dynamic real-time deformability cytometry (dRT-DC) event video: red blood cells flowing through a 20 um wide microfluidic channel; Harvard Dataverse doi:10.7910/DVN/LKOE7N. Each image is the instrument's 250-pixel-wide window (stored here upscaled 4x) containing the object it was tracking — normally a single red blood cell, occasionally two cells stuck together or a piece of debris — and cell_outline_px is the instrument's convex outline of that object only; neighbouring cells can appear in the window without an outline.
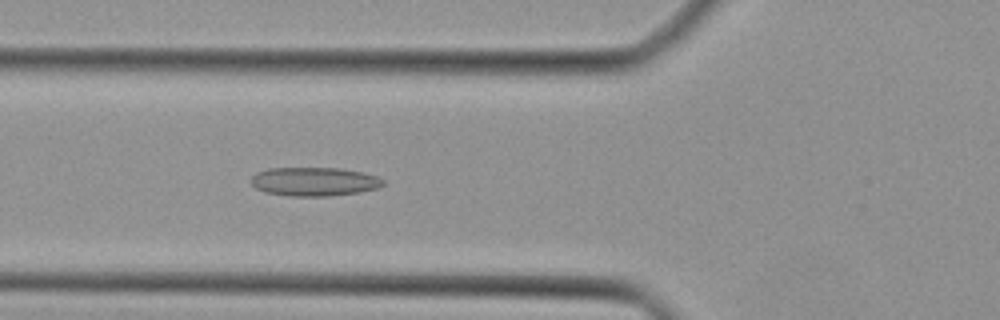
{"species": "Egyptian fruit bat (a non-hibernating species)", "species_latin": "Rousettus aegyptiacus", "temperature_condition": "cold", "stored_images_in_passage": 43, "camera_frame_rate_fps": 3000, "um_per_image_px": 0.085, "animal": {"sex": "female"}, "frame": {"image": 1, "passage_image": 15, "time_ms": 4.667, "image_size_px": [1000, 320], "cell_outline_px": [[384, 184], [380, 188], [360, 192], [328, 196], [288, 196], [264, 192], [256, 188], [248, 180], [256, 172], [268, 168], [340, 168], [364, 172], [376, 176], [384, 180]], "centroid_in_image_um": [26.7, 15.43], "position_along_channel_um": 99.1, "area_um2": 22.43}}
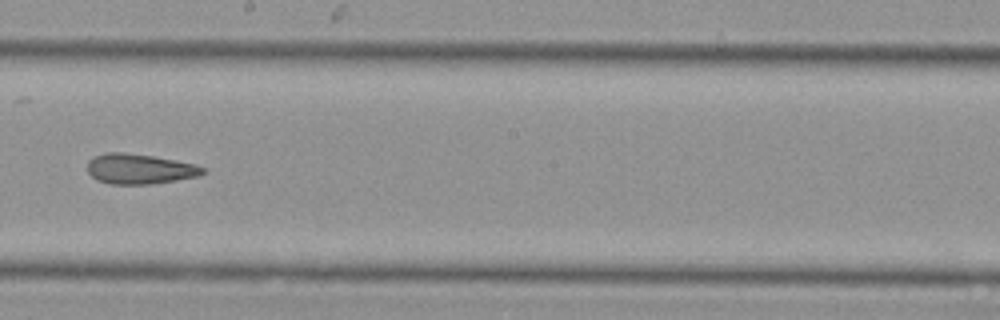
{"frame": {"image": 2, "passage_image": 24, "time_ms": 7.667, "image_size_px": [1000, 320], "cell_outline_px": [[208, 168], [200, 176], [152, 184], [112, 184], [96, 180], [88, 172], [88, 160], [92, 156], [104, 152], [124, 152], [152, 156], [176, 160], [196, 164]], "centroid_in_image_um": [11.87, 14.35], "position_along_channel_um": 236.3, "area_um2": 20.52}}
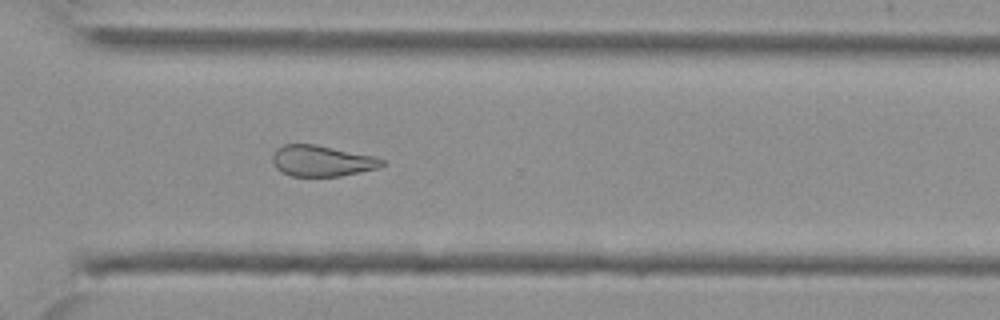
{"frame": {"image": 3, "passage_image": 31, "time_ms": 10.0, "image_size_px": [1000, 320], "cell_outline_px": [[388, 164], [380, 168], [340, 176], [292, 176], [276, 168], [272, 164], [272, 152], [276, 148], [284, 144], [316, 144], [376, 156], [384, 160]], "centroid_in_image_um": [27.39, 13.66], "position_along_channel_um": 343.2, "area_um2": 20.11}}